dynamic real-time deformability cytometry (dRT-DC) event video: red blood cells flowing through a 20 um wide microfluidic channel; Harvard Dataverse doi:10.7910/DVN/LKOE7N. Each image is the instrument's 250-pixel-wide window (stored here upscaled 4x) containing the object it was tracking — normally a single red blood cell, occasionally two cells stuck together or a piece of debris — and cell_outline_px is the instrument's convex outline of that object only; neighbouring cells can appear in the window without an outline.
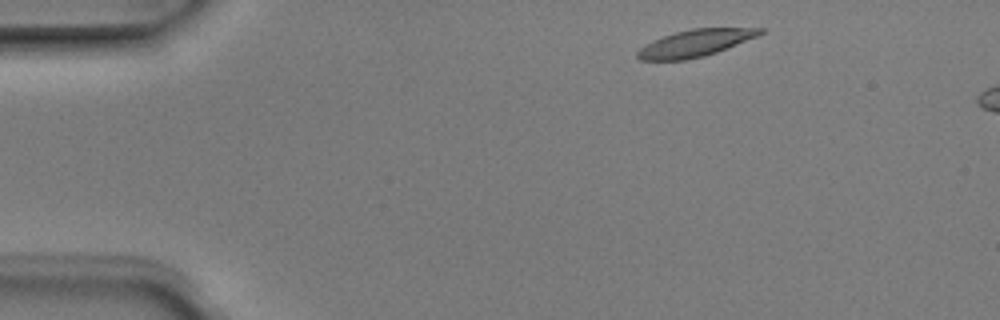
{"species": "Egyptian fruit bat (a non-hibernating species)", "species_latin": "Rousettus aegyptiacus", "temperature_condition": "room temperature", "stored_images_in_passage": 4, "camera_frame_rate_fps": 3000, "um_per_image_px": 0.085, "animal": {"sex": "male"}, "frame": {"image": 1, "passage_image": 1, "time_ms": 0.0, "image_size_px": [1000, 320], "cell_outline_px": [[764, 32], [756, 36], [716, 52], [704, 56], [684, 60], [640, 60], [636, 56], [636, 52], [644, 44], [652, 40], [676, 32], [692, 28], [764, 28]], "centroid_in_image_um": [59.03, 3.67], "position_along_channel_um": 26.0, "area_um2": 19.02}}